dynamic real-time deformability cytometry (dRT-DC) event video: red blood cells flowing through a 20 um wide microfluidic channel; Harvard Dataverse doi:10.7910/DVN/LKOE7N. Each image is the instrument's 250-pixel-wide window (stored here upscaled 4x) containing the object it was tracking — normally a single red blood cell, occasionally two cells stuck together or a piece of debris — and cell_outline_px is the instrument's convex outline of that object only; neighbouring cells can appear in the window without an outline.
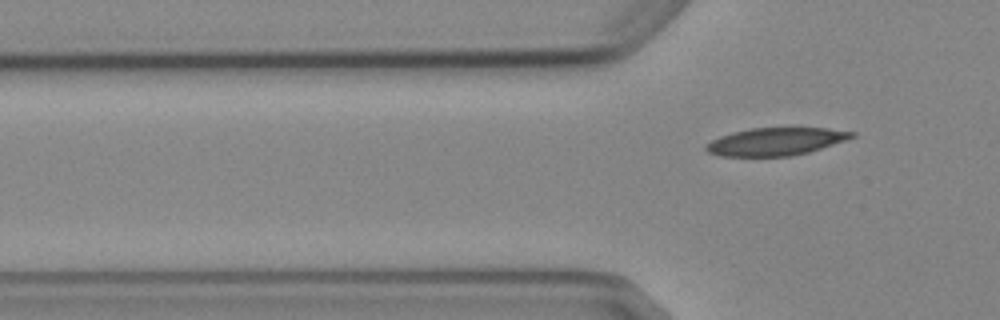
{"species": "Egyptian fruit bat (a non-hibernating species)", "species_latin": "Rousettus aegyptiacus", "temperature_condition": "cold", "stored_images_in_passage": 5, "segment_of_instrument_passage": [2, 2], "camera_frame_rate_fps": 3000, "um_per_image_px": 0.085, "animal": {"sex": "female"}, "frame": {"image": 1, "passage_image": 5, "time_ms": 4.667, "image_size_px": [1000, 320], "cell_outline_px": [[856, 136], [808, 152], [792, 156], [720, 156], [708, 152], [704, 148], [704, 144], [720, 136], [732, 132], [752, 128], [828, 128], [856, 132]], "centroid_in_image_um": [65.9, 12.03], "position_along_channel_um": 59.9, "area_um2": 23.41}}